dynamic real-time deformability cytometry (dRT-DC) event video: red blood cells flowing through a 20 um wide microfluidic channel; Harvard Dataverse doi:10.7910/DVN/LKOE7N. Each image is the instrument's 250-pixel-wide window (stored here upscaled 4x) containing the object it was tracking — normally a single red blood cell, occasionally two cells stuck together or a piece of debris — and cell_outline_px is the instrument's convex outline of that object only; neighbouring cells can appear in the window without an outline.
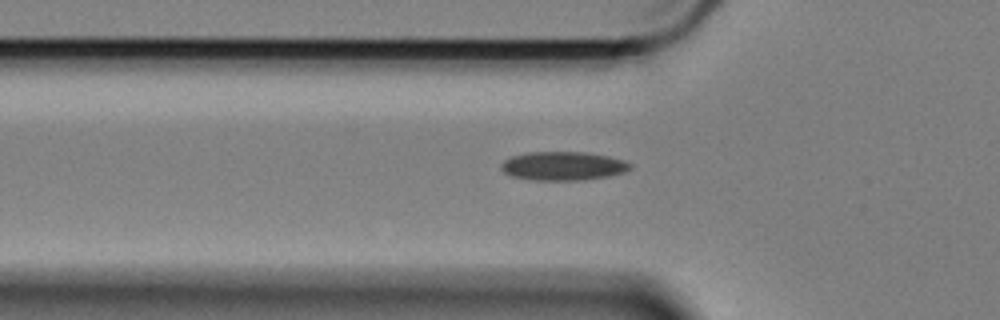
{"species": "Egyptian fruit bat (a non-hibernating species)", "species_latin": "Rousettus aegyptiacus", "temperature_condition": "cold", "stored_images_in_passage": 44, "camera_frame_rate_fps": 3000, "um_per_image_px": 0.085, "animal": {"sex": "female"}, "frame": {"image": 1, "passage_image": 11, "time_ms": 3.333, "image_size_px": [1000, 320], "cell_outline_px": [[632, 168], [624, 172], [608, 176], [584, 180], [536, 180], [512, 176], [504, 172], [500, 168], [500, 164], [504, 160], [512, 156], [528, 152], [584, 152], [608, 156], [624, 160], [632, 164]], "centroid_in_image_um": [47.87, 14.1], "position_along_channel_um": 77.9, "area_um2": 21.62}}
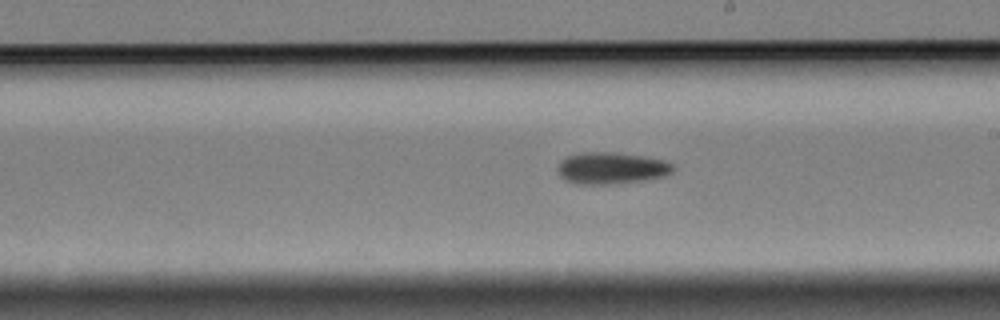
{"frame": {"image": 2, "passage_image": 25, "time_ms": 8.0, "image_size_px": [1000, 320], "cell_outline_px": [[676, 168], [672, 172], [664, 176], [644, 180], [608, 184], [576, 184], [564, 180], [560, 176], [560, 164], [568, 156], [584, 152], [612, 152], [644, 156], [664, 160], [672, 164]], "centroid_in_image_um": [52.01, 14.29], "position_along_channel_um": 237.0, "area_um2": 21.1}}
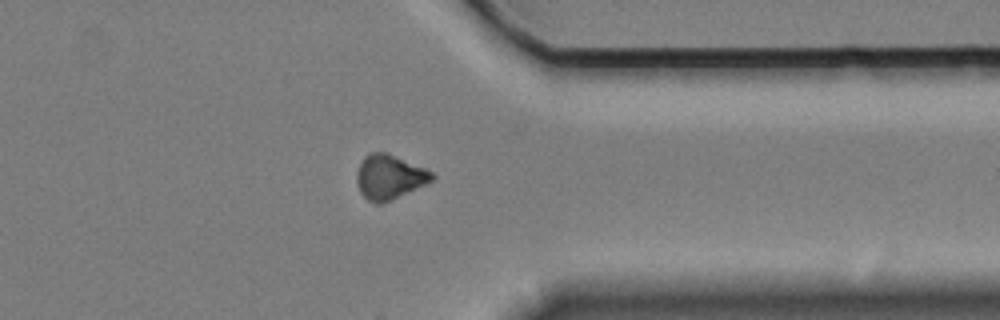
{"frame": {"image": 3, "passage_image": 38, "time_ms": 12.333, "image_size_px": [1000, 320], "cell_outline_px": [[436, 176], [432, 180], [424, 184], [380, 204], [376, 204], [368, 200], [360, 192], [356, 180], [356, 172], [364, 156], [368, 152], [388, 152], [424, 168], [432, 172]], "centroid_in_image_um": [33.05, 15.01], "position_along_channel_um": 378.3, "area_um2": 19.25}}